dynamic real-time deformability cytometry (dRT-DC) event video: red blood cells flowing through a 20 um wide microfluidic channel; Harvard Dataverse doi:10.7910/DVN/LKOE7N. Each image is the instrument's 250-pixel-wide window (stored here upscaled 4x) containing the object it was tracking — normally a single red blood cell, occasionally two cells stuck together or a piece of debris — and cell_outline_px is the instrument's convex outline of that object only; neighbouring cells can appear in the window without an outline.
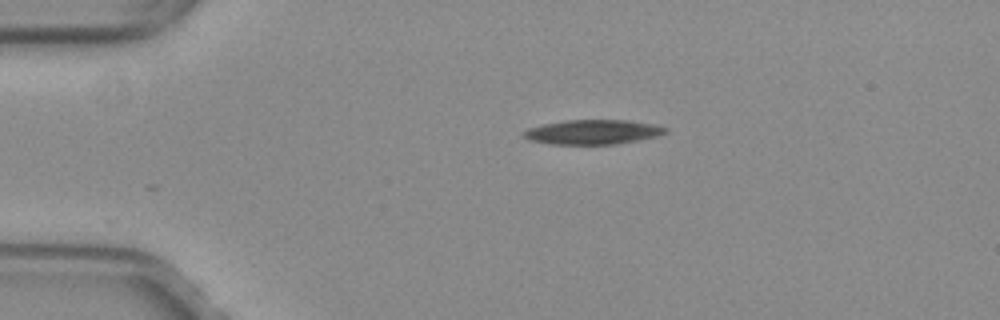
{"species": "common noctule bat (a hibernating species)", "species_latin": "Nyctalus noctula", "temperature_condition": "warm", "stored_images_in_passage": 41, "camera_frame_rate_fps": 3000, "um_per_image_px": 0.085, "animal": {"sex": "female", "body_mass_g": 29.2, "forearm_length_mm": 56.3}, "frame": {"image": 1, "passage_image": 1, "time_ms": 0.0, "image_size_px": [1000, 320], "cell_outline_px": [[668, 132], [660, 136], [616, 144], [548, 144], [528, 140], [524, 136], [524, 132], [528, 128], [544, 124], [568, 120], [628, 120], [652, 124], [668, 128]], "centroid_in_image_um": [50.42, 11.23], "position_along_channel_um": 34.6, "area_um2": 20.29}}
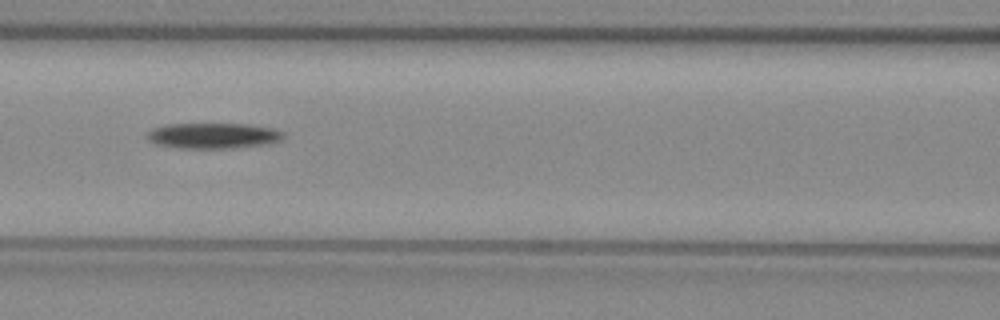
{"frame": {"image": 2, "passage_image": 13, "time_ms": 4.0, "image_size_px": [1000, 320], "cell_outline_px": [[284, 136], [280, 140], [260, 144], [232, 148], [176, 148], [156, 144], [148, 140], [148, 132], [152, 128], [168, 124], [248, 124], [272, 128], [284, 132]], "centroid_in_image_um": [18.08, 11.53], "position_along_channel_um": 148.5, "area_um2": 20.11}}
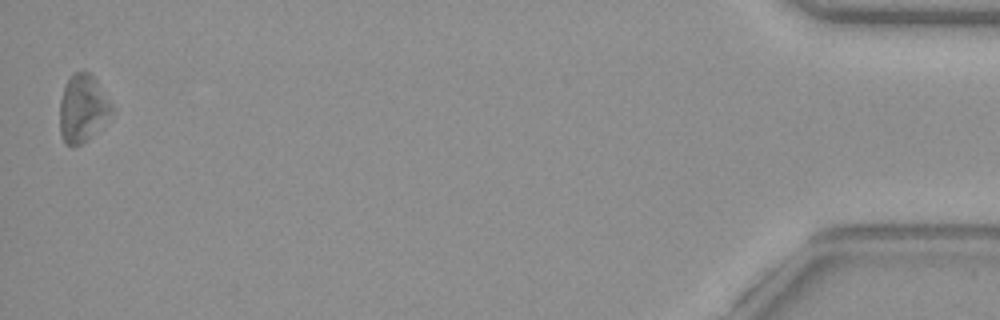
{"frame": {"image": 3, "passage_image": 41, "time_ms": 13.333, "image_size_px": [1000, 320], "cell_outline_px": [[112, 112], [80, 144], [68, 144], [64, 140], [60, 132], [60, 100], [64, 88], [68, 80], [76, 72], [88, 72], [92, 76], [112, 104]], "centroid_in_image_um": [6.99, 9.17], "position_along_channel_um": 428.2, "area_um2": 19.19}}